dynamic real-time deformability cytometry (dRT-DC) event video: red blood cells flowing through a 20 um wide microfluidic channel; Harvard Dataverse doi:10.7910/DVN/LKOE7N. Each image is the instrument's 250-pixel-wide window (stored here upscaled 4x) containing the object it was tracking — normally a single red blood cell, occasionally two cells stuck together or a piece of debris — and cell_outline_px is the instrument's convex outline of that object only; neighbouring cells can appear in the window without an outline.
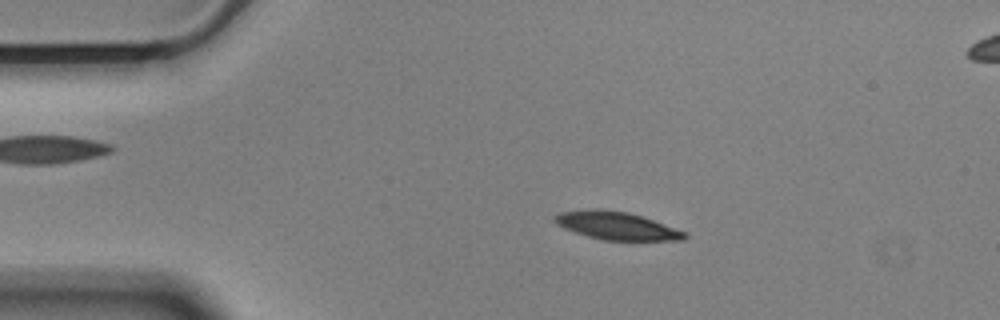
{"species": "Egyptian fruit bat (a non-hibernating species)", "species_latin": "Rousettus aegyptiacus", "temperature_condition": "cold", "stored_images_in_passage": 57, "camera_frame_rate_fps": 3000, "um_per_image_px": 0.085, "animal": {"sex": "male"}, "frame": {"image": 1, "passage_image": 10, "time_ms": 3.0, "image_size_px": [1000, 320], "cell_outline_px": [[688, 236], [684, 240], [604, 240], [588, 236], [564, 228], [556, 224], [552, 220], [552, 216], [560, 212], [628, 212], [688, 232]], "centroid_in_image_um": [52.48, 19.24], "position_along_channel_um": 32.5, "area_um2": 20.06}}
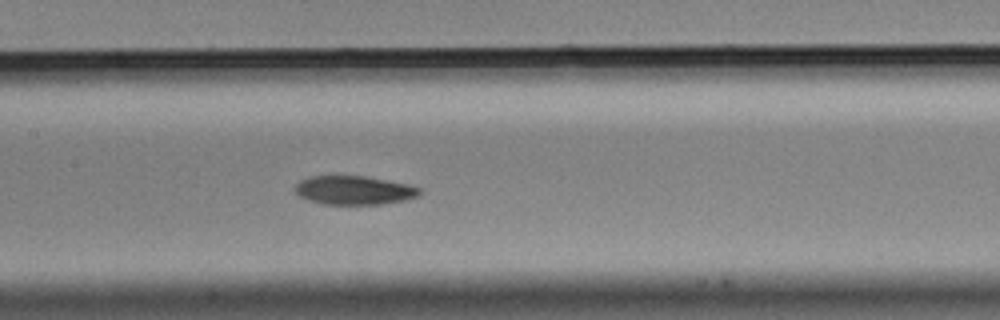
{"frame": {"image": 2, "passage_image": 26, "time_ms": 8.333, "image_size_px": [1000, 320], "cell_outline_px": [[420, 196], [404, 200], [380, 204], [324, 204], [308, 200], [300, 196], [292, 188], [300, 180], [312, 176], [368, 176], [408, 184], [420, 188]], "centroid_in_image_um": [30.09, 16.16], "position_along_channel_um": 177.3, "area_um2": 20.92}}
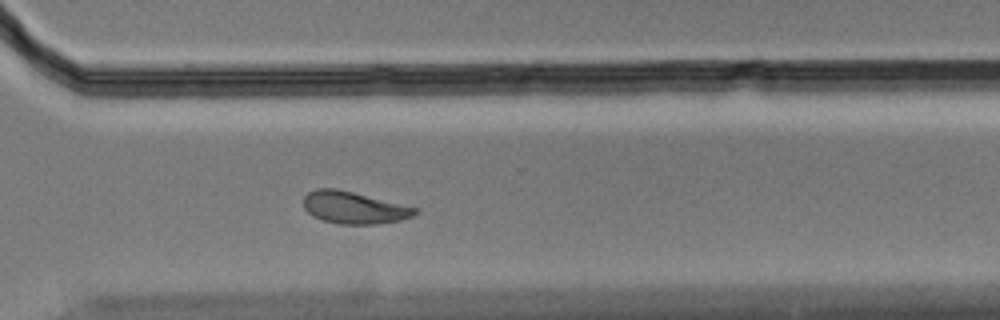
{"frame": {"image": 3, "passage_image": 40, "time_ms": 13.0, "image_size_px": [1000, 320], "cell_outline_px": [[420, 212], [412, 216], [400, 220], [376, 224], [336, 224], [320, 220], [312, 216], [304, 208], [304, 196], [308, 192], [316, 188], [336, 188], [420, 208]], "centroid_in_image_um": [30.09, 17.65], "position_along_channel_um": 340.5, "area_um2": 21.1}}